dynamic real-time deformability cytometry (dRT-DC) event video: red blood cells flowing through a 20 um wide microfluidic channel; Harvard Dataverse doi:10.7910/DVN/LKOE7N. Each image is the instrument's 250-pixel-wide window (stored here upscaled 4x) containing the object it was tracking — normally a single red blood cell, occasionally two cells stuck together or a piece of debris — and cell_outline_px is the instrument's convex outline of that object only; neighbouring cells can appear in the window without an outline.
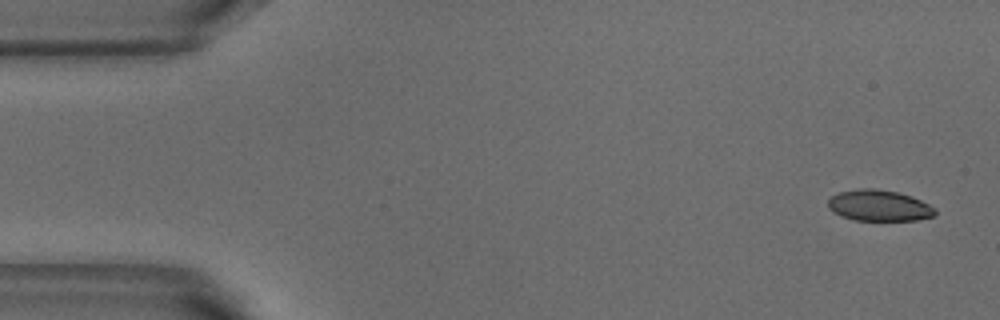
{"species": "common noctule bat (a hibernating species)", "species_latin": "Nyctalus noctula", "temperature_condition": "warm", "stored_images_in_passage": 4, "camera_frame_rate_fps": 3000, "um_per_image_px": 0.085, "animal": {"sex": "male", "body_mass_g": 18.8}, "frame": {"image": 1, "passage_image": 1, "time_ms": 0.0, "image_size_px": [1000, 320], "cell_outline_px": [[936, 216], [916, 220], [852, 220], [840, 216], [832, 212], [828, 208], [828, 200], [832, 196], [840, 192], [860, 188], [876, 188], [896, 192], [912, 196], [936, 208]], "centroid_in_image_um": [74.71, 17.48], "position_along_channel_um": 10.3, "area_um2": 19.54}}
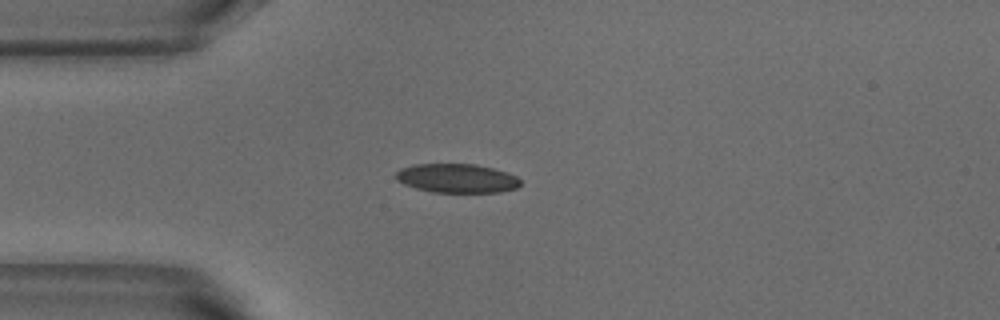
{"frame": {"image": 2, "passage_image": 4, "time_ms": 1.0, "image_size_px": [1000, 320], "cell_outline_px": [[520, 184], [516, 188], [500, 192], [432, 192], [416, 188], [404, 184], [396, 180], [396, 172], [400, 168], [412, 164], [476, 164], [508, 172], [516, 176], [520, 180]], "centroid_in_image_um": [38.82, 15.15], "position_along_channel_um": 46.2, "area_um2": 21.1}}